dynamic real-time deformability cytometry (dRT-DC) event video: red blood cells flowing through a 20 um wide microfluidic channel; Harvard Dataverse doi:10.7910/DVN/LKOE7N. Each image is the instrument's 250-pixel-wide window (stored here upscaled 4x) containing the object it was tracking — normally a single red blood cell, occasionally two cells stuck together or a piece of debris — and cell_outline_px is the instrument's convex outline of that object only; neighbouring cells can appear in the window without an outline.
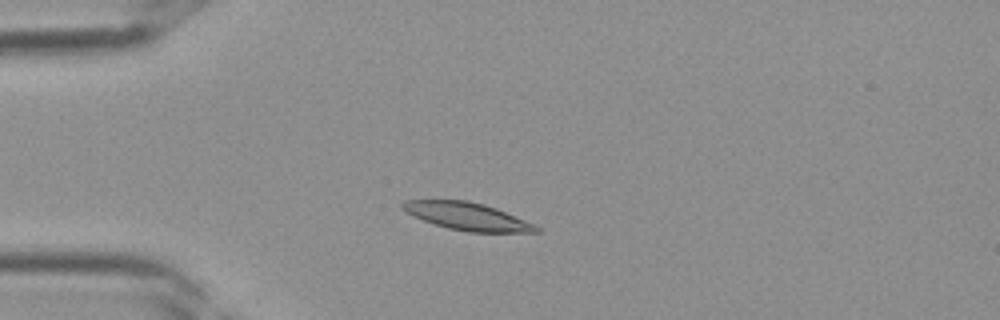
{"species": "Egyptian fruit bat (a non-hibernating species)", "species_latin": "Rousettus aegyptiacus", "temperature_condition": "room temperature", "stored_images_in_passage": 35, "camera_frame_rate_fps": 3000, "um_per_image_px": 0.085, "frame": {"image": 1, "passage_image": 7, "time_ms": 2.0, "image_size_px": [1000, 320], "cell_outline_px": [[540, 232], [468, 232], [448, 228], [412, 216], [400, 208], [400, 204], [404, 200], [468, 200], [484, 204], [496, 208], [524, 220], [540, 228]], "centroid_in_image_um": [39.67, 18.38], "position_along_channel_um": 45.3, "area_um2": 21.33}}
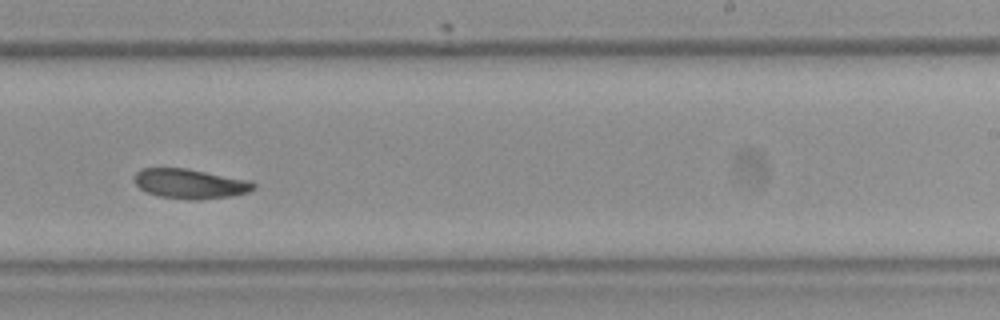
{"frame": {"image": 2, "passage_image": 21, "time_ms": 6.667, "image_size_px": [1000, 320], "cell_outline_px": [[256, 188], [248, 192], [232, 196], [200, 200], [192, 200], [160, 196], [148, 192], [140, 188], [132, 180], [132, 176], [140, 168], [184, 168], [252, 180], [256, 184]], "centroid_in_image_um": [16.17, 15.61], "position_along_channel_um": 272.8, "area_um2": 20.87}}
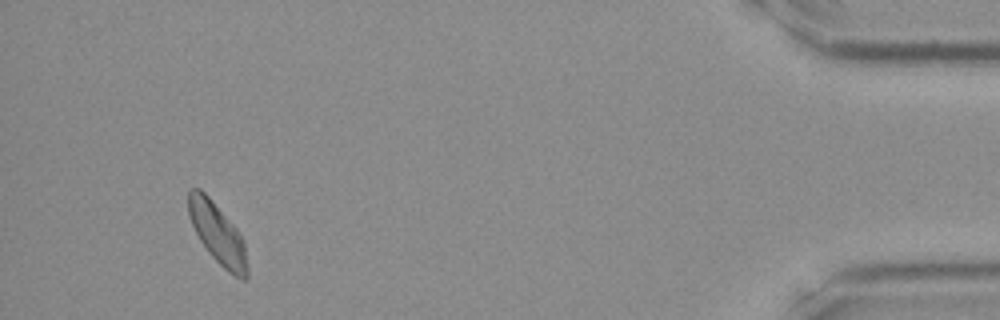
{"frame": {"image": 3, "passage_image": 33, "time_ms": 10.667, "image_size_px": [1000, 320], "cell_outline_px": [[248, 280], [240, 280], [228, 272], [208, 252], [200, 240], [188, 216], [188, 188], [200, 188], [212, 200], [236, 228], [244, 240], [248, 268]], "centroid_in_image_um": [18.51, 19.87], "position_along_channel_um": 416.7, "area_um2": 20.87}}